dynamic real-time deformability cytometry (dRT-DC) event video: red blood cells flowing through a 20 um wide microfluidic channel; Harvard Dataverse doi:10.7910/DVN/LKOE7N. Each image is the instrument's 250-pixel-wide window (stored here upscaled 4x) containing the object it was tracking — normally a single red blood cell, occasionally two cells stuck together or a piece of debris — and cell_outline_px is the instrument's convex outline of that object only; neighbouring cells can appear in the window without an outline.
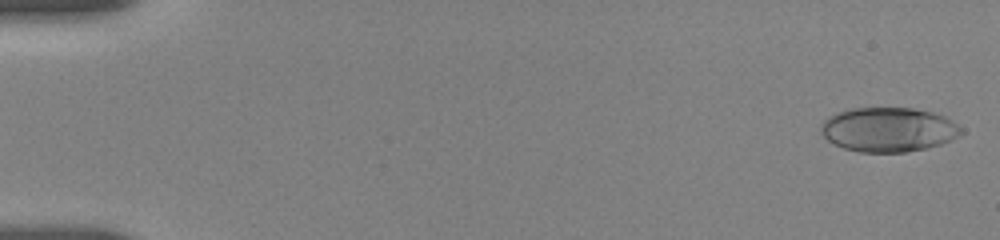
{"species": "human", "species_latin": "Homo sapiens", "temperature_condition": "room temperature", "stored_images_in_passage": 47, "camera_frame_rate_fps": 3000, "um_per_image_px": 0.085, "donor": {"sex": "female"}, "frame": {"image": 1, "passage_image": 1, "time_ms": 0.0, "image_size_px": [1000, 240], "cell_outline_px": [[964, 132], [940, 144], [924, 148], [904, 152], [860, 152], [844, 148], [828, 140], [820, 132], [820, 128], [824, 120], [836, 112], [852, 108], [912, 108], [932, 112], [944, 116], [952, 120]], "centroid_in_image_um": [75.48, 11.0], "position_along_channel_um": 9.5, "area_um2": 35.95}}
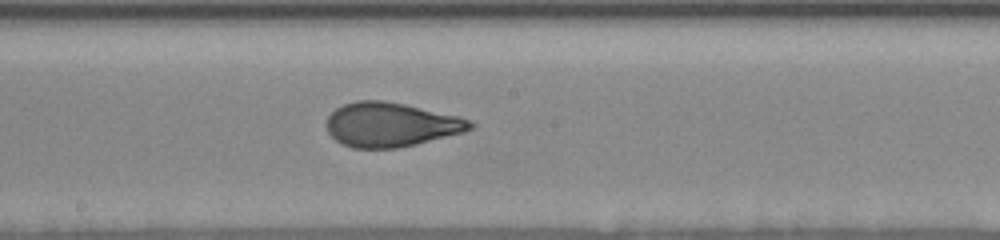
{"frame": {"image": 2, "passage_image": 27, "time_ms": 9.667, "image_size_px": [1000, 240], "cell_outline_px": [[476, 124], [472, 128], [464, 132], [400, 148], [352, 148], [336, 140], [328, 132], [328, 116], [336, 108], [344, 104], [356, 100], [384, 100], [404, 104], [460, 116]], "centroid_in_image_um": [33.24, 10.59], "position_along_channel_um": 215.0, "area_um2": 36.93}}
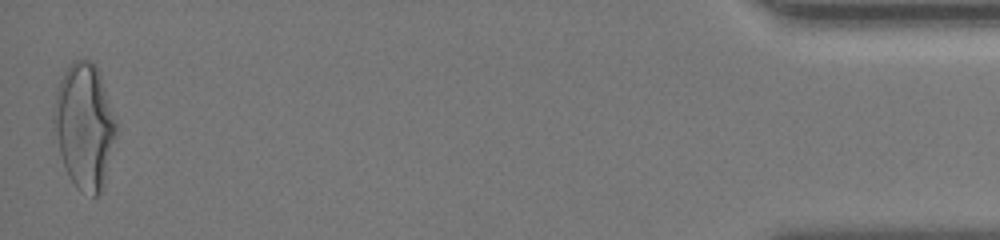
{"frame": {"image": 3, "passage_image": 47, "time_ms": 17.667, "image_size_px": [1000, 240], "cell_outline_px": [[116, 132], [104, 188], [96, 196], [92, 196], [80, 192], [76, 188], [64, 164], [60, 152], [52, 120], [52, 116], [56, 92], [60, 80], [64, 72], [76, 60], [84, 56], [92, 60], [96, 64], [100, 72], [116, 120]], "centroid_in_image_um": [7.19, 10.69], "position_along_channel_um": 428.0, "area_um2": 45.66}, "authors_computed_cell_mechanics": {"area_um2": 36.703, "velocity_mm_per_s": 3.6795, "shape_relaxation_time_tau1_ms": 5.4828, "shape_relaxation_time_tau2_ms": null, "deformation_change_tau1": 0.1834, "deformation_change_tau2": null}}